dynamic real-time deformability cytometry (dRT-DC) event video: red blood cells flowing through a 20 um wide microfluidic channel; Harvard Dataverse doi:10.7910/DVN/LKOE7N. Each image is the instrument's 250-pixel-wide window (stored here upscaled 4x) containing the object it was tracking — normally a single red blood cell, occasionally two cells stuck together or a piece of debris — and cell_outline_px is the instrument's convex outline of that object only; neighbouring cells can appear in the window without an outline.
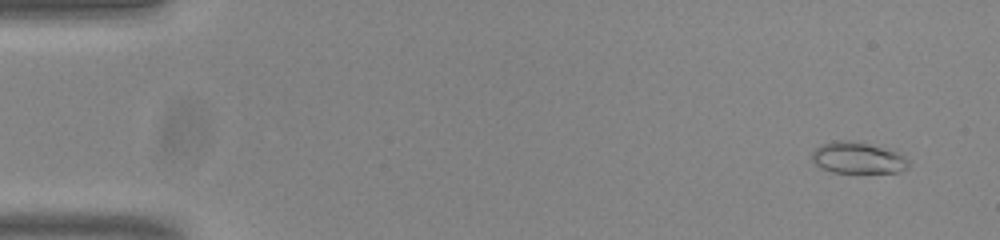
{"species": "common noctule bat (a hibernating species)", "species_latin": "Nyctalus noctula", "temperature_condition": "room temperature", "stored_images_in_passage": 53, "camera_frame_rate_fps": 3000, "um_per_image_px": 0.085, "animal": {"sex": "male", "body_mass_g": 20.0, "forearm_length_mm": 53.3}, "frame": {"image": 1, "passage_image": 3, "time_ms": 0.667, "image_size_px": [1000, 240], "cell_outline_px": [[908, 168], [896, 172], [832, 172], [820, 168], [812, 160], [812, 152], [820, 144], [832, 140], [840, 140], [868, 144], [904, 156], [908, 160]], "centroid_in_image_um": [72.83, 13.43], "position_along_channel_um": 12.2, "area_um2": 17.22}}
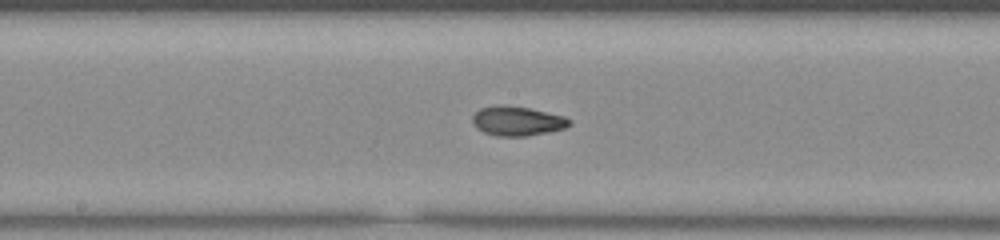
{"frame": {"image": 2, "passage_image": 28, "time_ms": 9.0, "image_size_px": [1000, 240], "cell_outline_px": [[572, 124], [564, 128], [548, 132], [528, 136], [496, 136], [484, 132], [476, 128], [472, 120], [472, 116], [480, 108], [500, 104], [504, 104], [528, 108], [564, 116], [572, 120]], "centroid_in_image_um": [43.96, 10.28], "position_along_channel_um": 204.2, "area_um2": 16.7}}
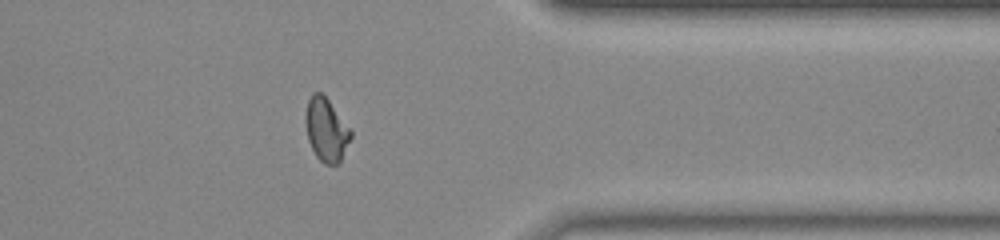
{"frame": {"image": 3, "passage_image": 43, "time_ms": 14.0, "image_size_px": [1000, 240], "cell_outline_px": [[352, 136], [340, 160], [336, 164], [324, 164], [316, 156], [308, 140], [304, 120], [304, 116], [308, 100], [312, 92], [320, 92], [328, 100], [352, 132]], "centroid_in_image_um": [27.69, 11.02], "position_along_channel_um": 383.7, "area_um2": 16.42}, "authors_computed_cell_mechanics": {"area_um2": 16.5886, "velocity_mm_per_s": 3.8316, "shape_relaxation_time_tau1_ms": 10.1339, "shape_relaxation_time_tau2_ms": 1.6881, "deformation_change_tau1": 0.2168, "deformation_change_tau2": 0.0672}}